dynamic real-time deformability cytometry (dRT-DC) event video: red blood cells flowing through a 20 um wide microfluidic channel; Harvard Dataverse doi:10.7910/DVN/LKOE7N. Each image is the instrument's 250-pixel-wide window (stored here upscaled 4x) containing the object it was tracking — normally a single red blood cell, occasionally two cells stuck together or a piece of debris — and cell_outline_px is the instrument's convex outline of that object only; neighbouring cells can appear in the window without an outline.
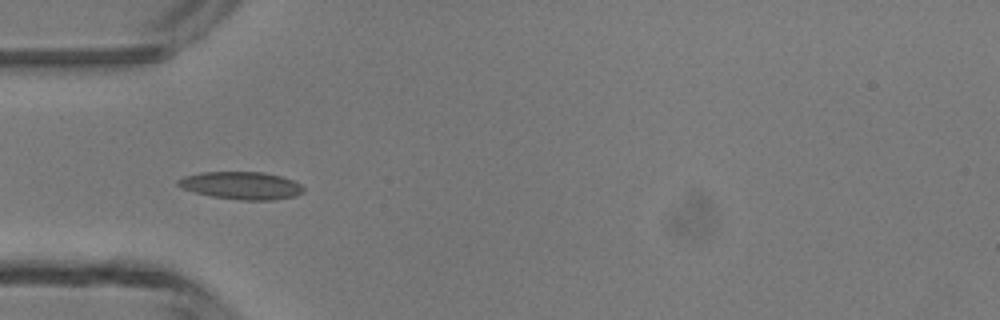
{"species": "common noctule bat (a hibernating species)", "species_latin": "Nyctalus noctula", "temperature_condition": "room temperature", "stored_images_in_passage": 5, "camera_frame_rate_fps": 3000, "um_per_image_px": 0.085, "animal": {"sex": "male", "body_mass_g": 13.3}, "frame": {"image": 1, "passage_image": 4, "time_ms": 3.667, "image_size_px": [1000, 320], "cell_outline_px": [[304, 192], [296, 196], [272, 200], [240, 200], [212, 196], [196, 192], [184, 188], [176, 184], [176, 180], [184, 176], [200, 172], [264, 172], [280, 176], [292, 180], [300, 184], [304, 188]], "centroid_in_image_um": [20.53, 15.76], "position_along_channel_um": 64.5, "area_um2": 20.11}}
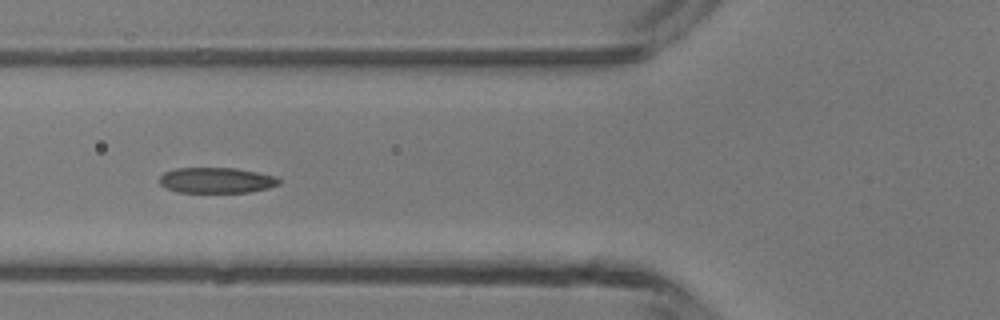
{"frame": {"image": 2, "passage_image": 5, "time_ms": 4.667, "image_size_px": [1000, 320], "cell_outline_px": [[280, 184], [268, 188], [248, 192], [176, 192], [164, 188], [160, 184], [160, 176], [164, 172], [176, 168], [236, 168], [276, 176], [280, 180]], "centroid_in_image_um": [18.38, 15.32], "position_along_channel_um": 107.4, "area_um2": 17.86}}